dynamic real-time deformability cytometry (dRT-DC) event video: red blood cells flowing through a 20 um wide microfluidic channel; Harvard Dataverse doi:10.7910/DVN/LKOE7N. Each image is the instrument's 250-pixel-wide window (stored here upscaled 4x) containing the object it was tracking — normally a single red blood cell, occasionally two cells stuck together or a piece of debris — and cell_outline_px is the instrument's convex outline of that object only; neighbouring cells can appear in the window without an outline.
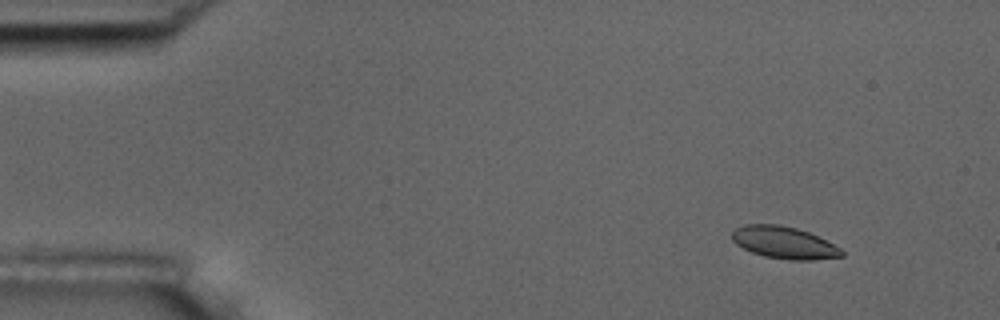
{"species": "common noctule bat (a hibernating species)", "species_latin": "Nyctalus noctula", "temperature_condition": "room temperature", "stored_images_in_passage": 54, "camera_frame_rate_fps": 3000, "um_per_image_px": 0.085, "animal": {"sex": "male", "body_mass_g": 17.5, "forearm_length_mm": 52.3}, "frame": {"image": 1, "passage_image": 5, "time_ms": 1.333, "image_size_px": [1000, 320], "cell_outline_px": [[844, 256], [812, 260], [788, 260], [764, 256], [752, 252], [736, 244], [732, 240], [732, 232], [736, 228], [744, 224], [780, 224], [796, 228], [808, 232], [840, 248], [844, 252]], "centroid_in_image_um": [66.62, 20.62], "position_along_channel_um": 18.4, "area_um2": 20.4}}
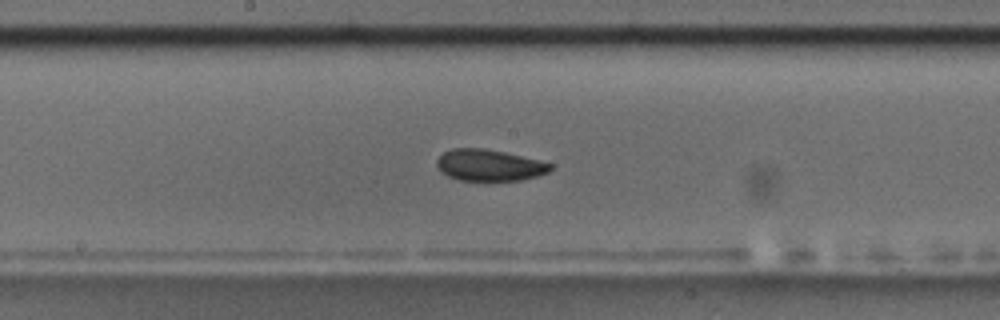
{"frame": {"image": 2, "passage_image": 28, "time_ms": 9.0, "image_size_px": [1000, 320], "cell_outline_px": [[552, 168], [548, 172], [536, 176], [520, 180], [456, 180], [440, 172], [436, 164], [436, 160], [444, 152], [452, 148], [484, 148], [504, 152], [552, 164]], "centroid_in_image_um": [41.53, 14.04], "position_along_channel_um": 206.7, "area_um2": 20.63}}
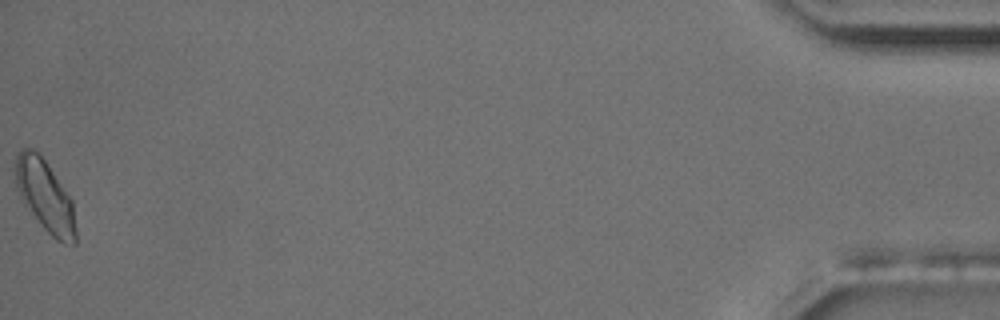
{"frame": {"image": 3, "passage_image": 54, "time_ms": 17.667, "image_size_px": [1000, 320], "cell_outline_px": [[76, 244], [64, 244], [56, 240], [44, 228], [20, 196], [16, 188], [16, 152], [24, 148], [36, 148], [72, 200], [76, 228]], "centroid_in_image_um": [3.85, 16.64], "position_along_channel_um": 431.4, "area_um2": 24.8}, "authors_computed_cell_mechanics": {"area_um2": 21.0392, "velocity_mm_per_s": 3.7162, "shape_relaxation_time_tau1_ms": 4.8112, "shape_relaxation_time_tau2_ms": 2.4014, "deformation_change_tau1": 0.0936, "deformation_change_tau2": 0.0391}}